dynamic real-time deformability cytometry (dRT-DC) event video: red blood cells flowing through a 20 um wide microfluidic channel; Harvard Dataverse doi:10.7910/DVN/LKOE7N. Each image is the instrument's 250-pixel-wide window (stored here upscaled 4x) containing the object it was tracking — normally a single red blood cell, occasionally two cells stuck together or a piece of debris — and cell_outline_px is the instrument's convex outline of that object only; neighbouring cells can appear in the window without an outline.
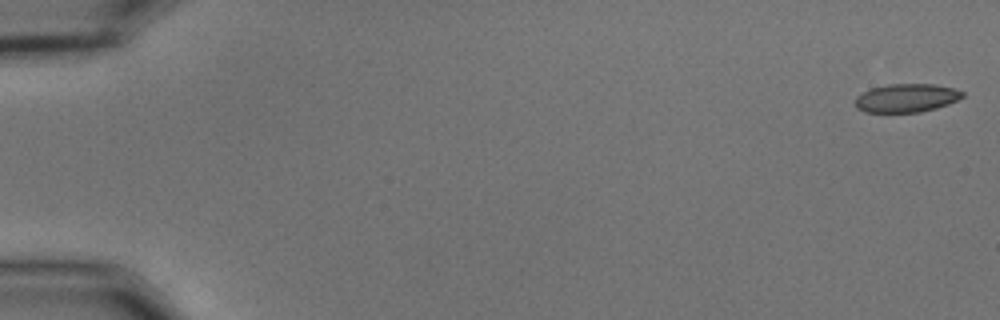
{"species": "common noctule bat (a hibernating species)", "species_latin": "Nyctalus noctula", "temperature_condition": "cold", "stored_images_in_passage": 16, "camera_frame_rate_fps": 3000, "um_per_image_px": 0.085, "animal": {"sex": "male", "body_mass_g": 15.6}, "frame": {"image": 1, "passage_image": 1, "time_ms": 0.0, "image_size_px": [1000, 320], "cell_outline_px": [[964, 96], [948, 104], [936, 108], [920, 112], [864, 112], [856, 108], [856, 96], [872, 88], [888, 84], [936, 84], [952, 88], [964, 92]], "centroid_in_image_um": [77.05, 8.33], "position_along_channel_um": 8.0, "area_um2": 17.69}}
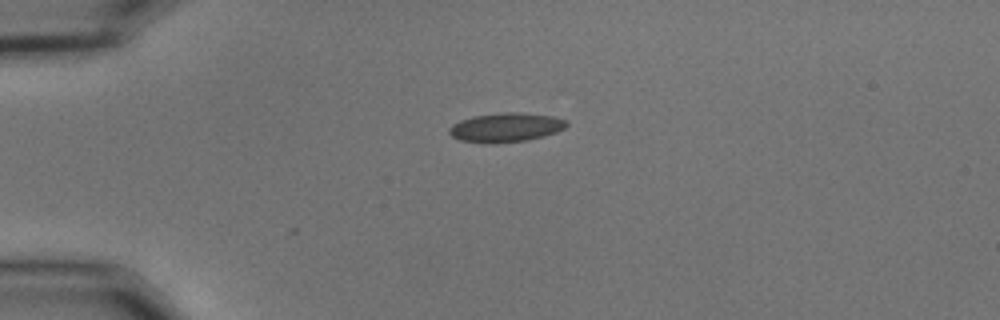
{"frame": {"image": 2, "passage_image": 14, "time_ms": 4.333, "image_size_px": [1000, 320], "cell_outline_px": [[568, 124], [564, 128], [556, 132], [544, 136], [528, 140], [492, 144], [484, 144], [460, 140], [452, 136], [448, 132], [448, 128], [452, 124], [460, 120], [472, 116], [504, 112], [520, 112], [552, 116], [568, 120]], "centroid_in_image_um": [42.97, 10.84], "position_along_channel_um": 42.0, "area_um2": 20.23}}